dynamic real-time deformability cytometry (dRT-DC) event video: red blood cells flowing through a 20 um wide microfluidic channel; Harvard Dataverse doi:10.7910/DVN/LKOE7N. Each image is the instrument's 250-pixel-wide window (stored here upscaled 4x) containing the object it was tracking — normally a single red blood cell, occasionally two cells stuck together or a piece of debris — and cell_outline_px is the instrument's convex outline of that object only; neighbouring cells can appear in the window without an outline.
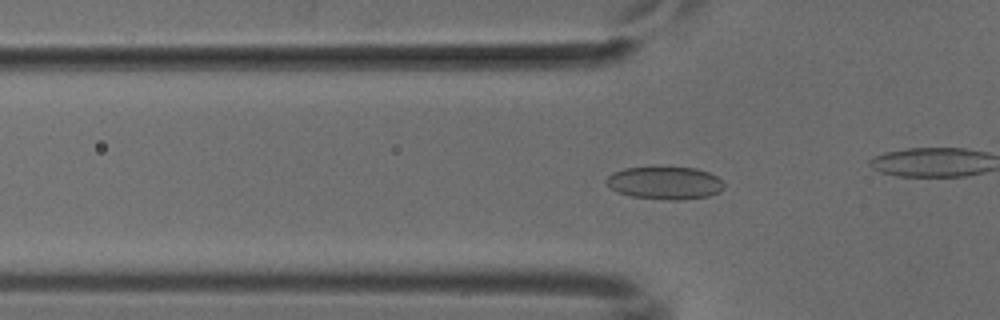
{"species": "common noctule bat (a hibernating species)", "species_latin": "Nyctalus noctula", "temperature_condition": "cold", "stored_images_in_passage": 42, "camera_frame_rate_fps": 3000, "um_per_image_px": 0.085, "animal": {"sex": "male", "body_mass_g": 18.8}, "frame": {"image": 1, "passage_image": 17, "time_ms": 5.333, "image_size_px": [1000, 320], "cell_outline_px": [[724, 188], [720, 192], [708, 196], [680, 200], [668, 200], [632, 196], [616, 192], [604, 180], [612, 172], [624, 168], [696, 168], [708, 172], [716, 176], [724, 184]], "centroid_in_image_um": [56.52, 15.56], "position_along_channel_um": 69.3, "area_um2": 22.25}}
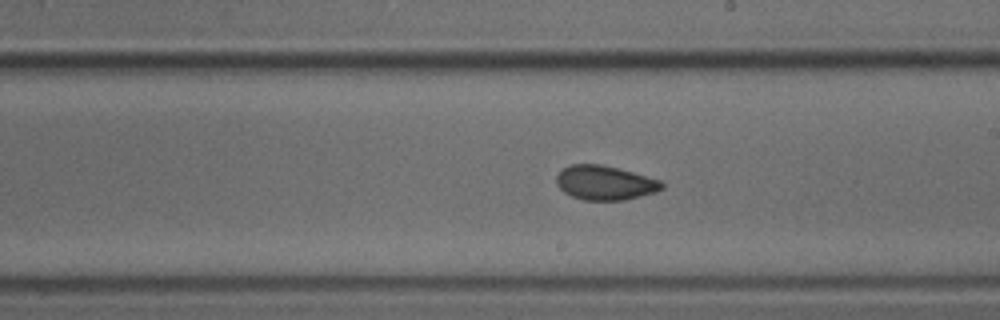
{"frame": {"image": 2, "passage_image": 30, "time_ms": 9.667, "image_size_px": [1000, 320], "cell_outline_px": [[664, 188], [656, 192], [624, 200], [584, 200], [572, 196], [564, 192], [556, 184], [556, 176], [564, 168], [572, 164], [600, 164], [632, 172], [660, 180], [664, 184]], "centroid_in_image_um": [51.42, 15.54], "position_along_channel_um": 237.6, "area_um2": 20.92}}
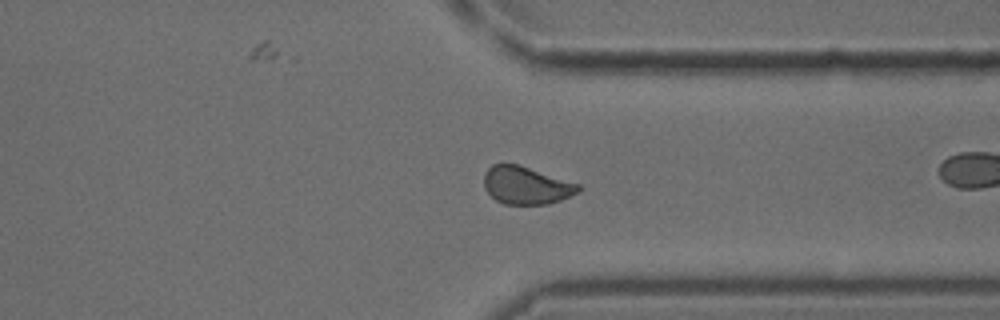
{"frame": {"image": 3, "passage_image": 40, "time_ms": 13.0, "image_size_px": [1000, 320], "cell_outline_px": [[580, 192], [560, 200], [548, 204], [504, 204], [496, 200], [484, 188], [484, 172], [492, 164], [516, 164], [580, 184]], "centroid_in_image_um": [44.72, 15.76], "position_along_channel_um": 366.7, "area_um2": 20.58}}